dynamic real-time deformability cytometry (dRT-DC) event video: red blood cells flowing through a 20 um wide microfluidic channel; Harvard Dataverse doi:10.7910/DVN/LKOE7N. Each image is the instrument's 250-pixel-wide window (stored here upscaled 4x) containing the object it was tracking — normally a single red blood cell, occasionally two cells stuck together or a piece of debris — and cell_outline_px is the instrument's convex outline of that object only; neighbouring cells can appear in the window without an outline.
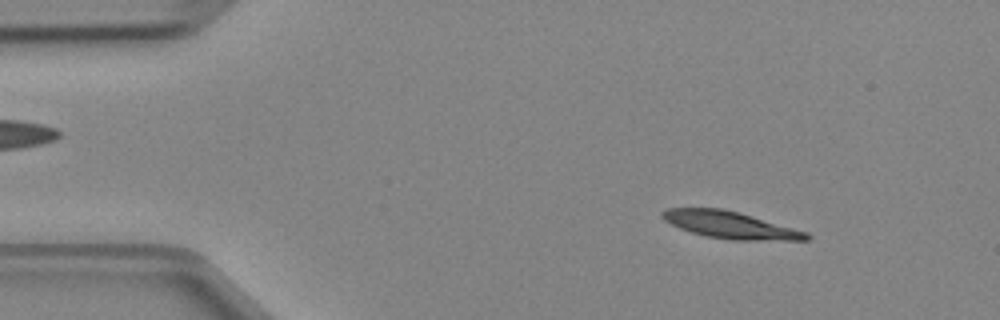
{"species": "Egyptian fruit bat (a non-hibernating species)", "species_latin": "Rousettus aegyptiacus", "temperature_condition": "cold", "stored_images_in_passage": 4, "segment_of_instrument_passage": [1, 2], "camera_frame_rate_fps": 3000, "um_per_image_px": 0.085, "animal": {"sex": "female"}, "frame": {"image": 1, "passage_image": 1, "time_ms": 0.0, "image_size_px": [1000, 320], "cell_outline_px": [[812, 236], [808, 240], [732, 240], [704, 236], [680, 228], [664, 220], [660, 216], [660, 212], [668, 208], [720, 208], [752, 216], [808, 232]], "centroid_in_image_um": [62.06, 19.13], "position_along_channel_um": 22.9, "area_um2": 22.54}}